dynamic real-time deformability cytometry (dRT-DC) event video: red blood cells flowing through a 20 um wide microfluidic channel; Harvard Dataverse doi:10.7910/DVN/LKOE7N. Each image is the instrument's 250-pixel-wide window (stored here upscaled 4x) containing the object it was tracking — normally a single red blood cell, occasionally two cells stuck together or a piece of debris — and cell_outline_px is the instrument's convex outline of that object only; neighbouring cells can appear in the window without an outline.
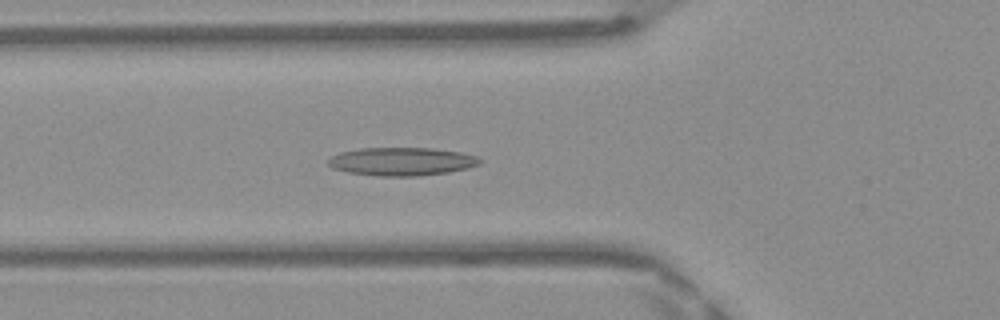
{"species": "Egyptian fruit bat (a non-hibernating species)", "species_latin": "Rousettus aegyptiacus", "temperature_condition": "warm", "stored_images_in_passage": 39, "camera_frame_rate_fps": 3000, "um_per_image_px": 0.085, "frame": {"image": 1, "passage_image": 8, "time_ms": 2.333, "image_size_px": [1000, 320], "cell_outline_px": [[480, 164], [468, 168], [448, 172], [416, 176], [380, 176], [348, 172], [332, 168], [328, 164], [328, 160], [332, 156], [340, 152], [360, 148], [432, 148], [460, 152], [476, 156], [480, 160]], "centroid_in_image_um": [34.13, 13.72], "position_along_channel_um": 91.7, "area_um2": 24.8}}
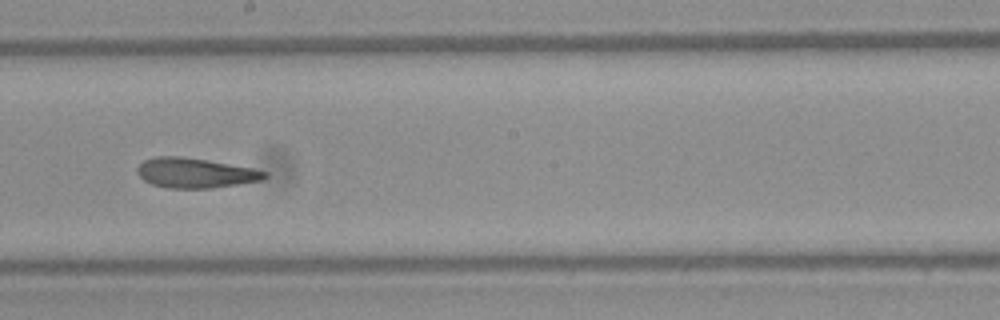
{"frame": {"image": 2, "passage_image": 18, "time_ms": 5.667, "image_size_px": [1000, 320], "cell_outline_px": [[268, 176], [264, 180], [208, 188], [168, 188], [152, 184], [144, 180], [136, 172], [136, 168], [144, 160], [156, 156], [180, 156], [252, 168], [268, 172]], "centroid_in_image_um": [16.58, 14.7], "position_along_channel_um": 231.6, "area_um2": 21.96}}
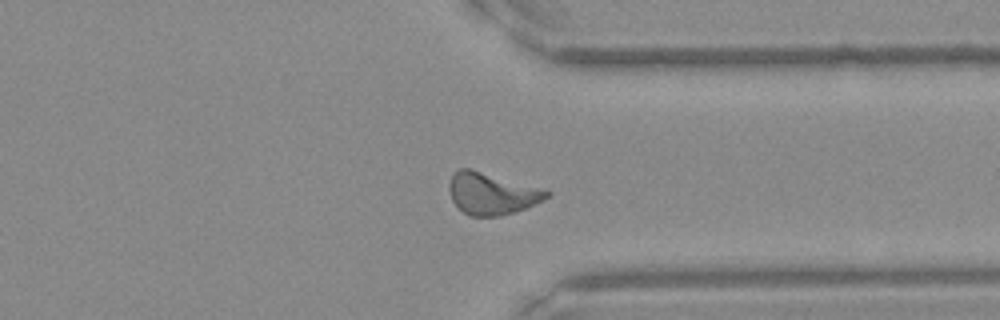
{"frame": {"image": 3, "passage_image": 28, "time_ms": 9.0, "image_size_px": [1000, 320], "cell_outline_px": [[552, 192], [544, 200], [516, 212], [500, 216], [468, 216], [452, 200], [448, 188], [448, 184], [452, 176], [460, 168], [468, 168], [544, 188]], "centroid_in_image_um": [41.82, 16.46], "position_along_channel_um": 369.6, "area_um2": 23.76}, "authors_computed_cell_mechanics": {"area_um2": 22.6576, "velocity_mm_per_s": 4.1772, "shape_relaxation_time_tau1_ms": null, "shape_relaxation_time_tau2_ms": 3.6392, "deformation_change_tau1": null, "deformation_change_tau2": 0.1361}}